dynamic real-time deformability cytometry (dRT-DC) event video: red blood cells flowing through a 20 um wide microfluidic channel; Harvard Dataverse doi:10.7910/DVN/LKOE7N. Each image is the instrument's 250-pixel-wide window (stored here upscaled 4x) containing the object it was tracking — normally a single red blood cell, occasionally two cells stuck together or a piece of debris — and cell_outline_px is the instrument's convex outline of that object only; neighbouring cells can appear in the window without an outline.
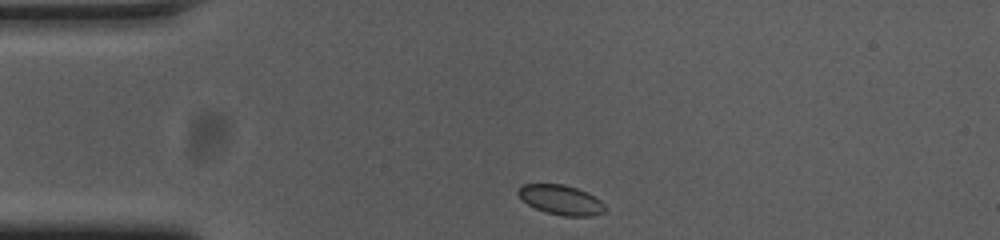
{"species": "common noctule bat (a hibernating species)", "species_latin": "Nyctalus noctula", "temperature_condition": "cold", "stored_images_in_passage": 40, "camera_frame_rate_fps": 3000, "um_per_image_px": 0.085, "animal": {"sex": "female", "body_mass_g": 23.0, "forearm_length_mm": 53.4}, "frame": {"image": 1, "passage_image": 1, "time_ms": 0.0, "image_size_px": [1000, 240], "cell_outline_px": [[604, 212], [592, 216], [564, 216], [544, 212], [528, 204], [516, 192], [520, 184], [564, 184], [576, 188], [600, 200], [604, 204]], "centroid_in_image_um": [47.64, 16.99], "position_along_channel_um": 37.4, "area_um2": 14.85}}
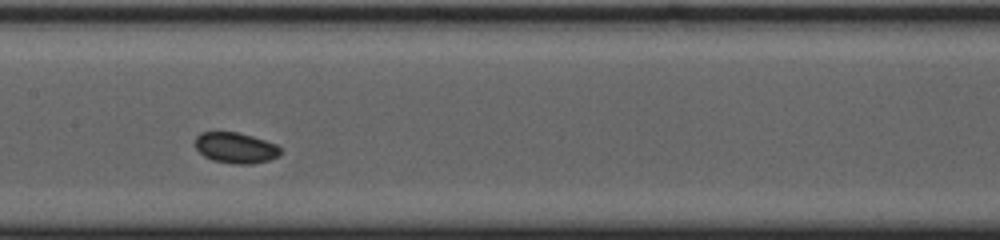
{"frame": {"image": 2, "passage_image": 16, "time_ms": 5.0, "image_size_px": [1000, 240], "cell_outline_px": [[280, 156], [268, 160], [252, 164], [236, 164], [212, 160], [204, 156], [196, 148], [196, 136], [200, 132], [236, 132], [252, 136], [276, 144], [280, 148]], "centroid_in_image_um": [20.03, 12.57], "position_along_channel_um": 187.4, "area_um2": 15.2}}
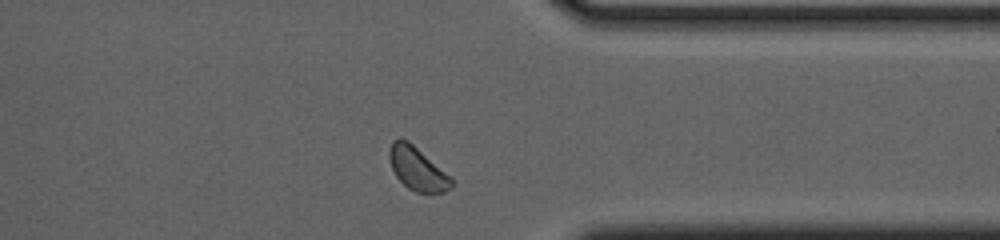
{"frame": {"image": 3, "passage_image": 32, "time_ms": 10.333, "image_size_px": [1000, 240], "cell_outline_px": [[452, 188], [444, 192], [416, 192], [408, 188], [396, 176], [392, 168], [388, 156], [388, 152], [392, 140], [408, 140], [452, 176]], "centroid_in_image_um": [35.49, 14.34], "position_along_channel_um": 375.9, "area_um2": 15.61}}